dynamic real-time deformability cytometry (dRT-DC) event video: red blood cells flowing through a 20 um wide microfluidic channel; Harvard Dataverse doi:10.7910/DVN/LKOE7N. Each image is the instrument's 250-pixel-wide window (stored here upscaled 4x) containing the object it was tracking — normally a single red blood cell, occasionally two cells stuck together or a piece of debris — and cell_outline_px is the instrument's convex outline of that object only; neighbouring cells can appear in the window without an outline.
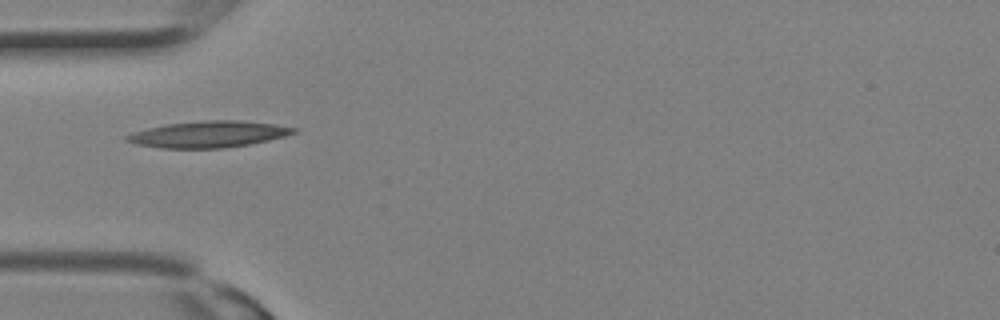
{"species": "Egyptian fruit bat (a non-hibernating species)", "species_latin": "Rousettus aegyptiacus", "temperature_condition": "room temperature", "stored_images_in_passage": 6, "camera_frame_rate_fps": 3000, "um_per_image_px": 0.085, "animal": {"sex": "female"}, "frame": {"image": 1, "passage_image": 1, "time_ms": 0.0, "image_size_px": [1000, 320], "cell_outline_px": [[300, 128], [296, 132], [284, 136], [268, 140], [248, 144], [224, 148], [160, 148], [136, 144], [124, 140], [124, 136], [148, 128], [168, 124], [204, 120], [240, 120], [276, 124]], "centroid_in_image_um": [17.75, 11.41], "position_along_channel_um": 67.2, "area_um2": 25.61}}
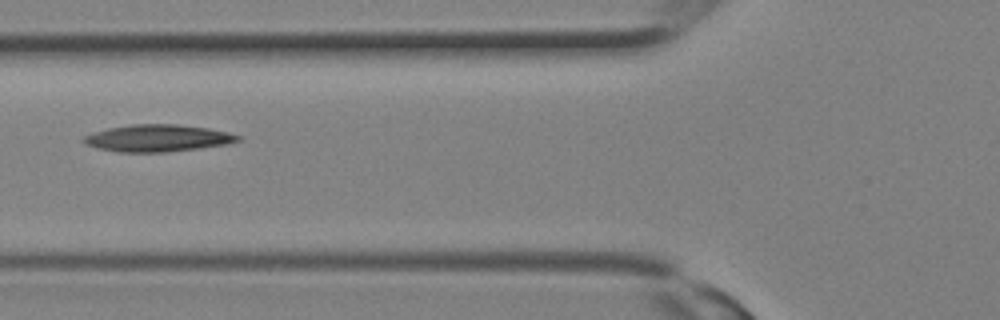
{"frame": {"image": 2, "passage_image": 3, "time_ms": 0.667, "image_size_px": [1000, 320], "cell_outline_px": [[240, 140], [228, 144], [200, 148], [164, 152], [116, 152], [96, 148], [80, 140], [84, 136], [92, 132], [108, 128], [132, 124], [180, 124], [208, 128], [228, 132], [240, 136]], "centroid_in_image_um": [13.38, 11.74], "position_along_channel_um": 112.4, "area_um2": 24.39}}
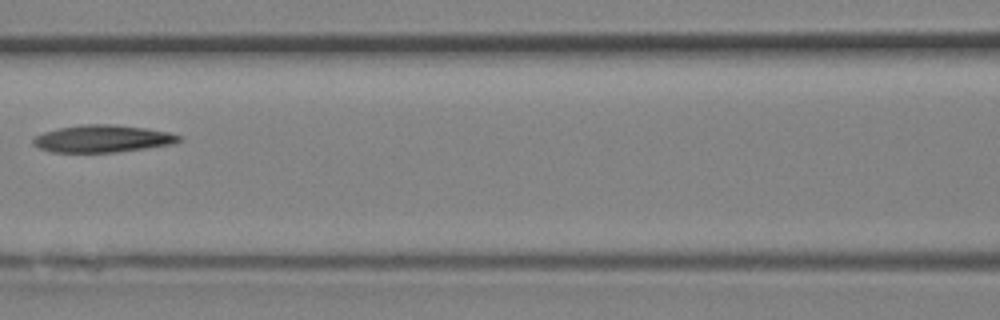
{"frame": {"image": 3, "passage_image": 5, "time_ms": 1.333, "image_size_px": [1000, 320], "cell_outline_px": [[184, 140], [176, 144], [116, 152], [52, 152], [40, 148], [32, 144], [32, 140], [36, 136], [44, 132], [56, 128], [80, 124], [112, 124], [144, 128], [168, 132], [180, 136]], "centroid_in_image_um": [8.73, 11.78], "position_along_channel_um": 157.9, "area_um2": 23.29}}